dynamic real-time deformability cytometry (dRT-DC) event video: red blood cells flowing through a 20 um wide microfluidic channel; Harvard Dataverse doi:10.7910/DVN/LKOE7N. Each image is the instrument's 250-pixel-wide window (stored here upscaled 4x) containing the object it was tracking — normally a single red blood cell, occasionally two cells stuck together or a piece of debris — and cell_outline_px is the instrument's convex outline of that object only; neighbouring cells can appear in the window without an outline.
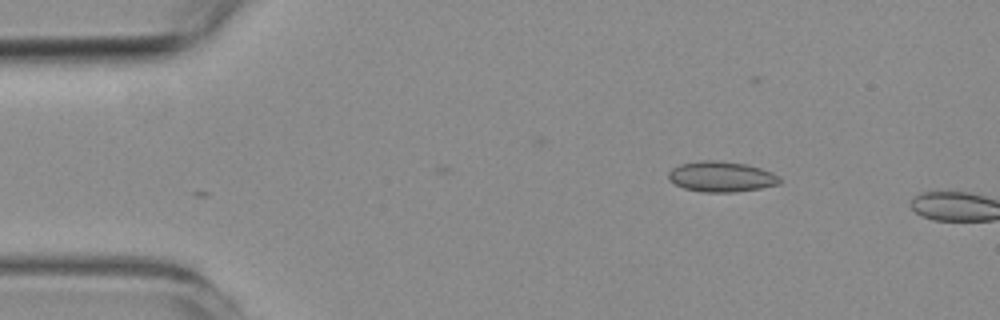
{"species": "common noctule bat (a hibernating species)", "species_latin": "Nyctalus noctula", "temperature_condition": "room temperature", "stored_images_in_passage": 3, "camera_frame_rate_fps": 3000, "um_per_image_px": 0.085, "animal": {"sex": "female", "body_mass_g": 19.3, "forearm_length_mm": 54.1}, "frame": {"image": 1, "passage_image": 3, "time_ms": 0.667, "image_size_px": [1000, 320], "cell_outline_px": [[780, 184], [760, 188], [736, 192], [704, 192], [684, 188], [668, 180], [668, 172], [672, 168], [680, 164], [700, 160], [716, 160], [744, 164], [760, 168], [772, 172], [780, 176]], "centroid_in_image_um": [61.3, 15.01], "position_along_channel_um": 23.7, "area_um2": 19.77}}